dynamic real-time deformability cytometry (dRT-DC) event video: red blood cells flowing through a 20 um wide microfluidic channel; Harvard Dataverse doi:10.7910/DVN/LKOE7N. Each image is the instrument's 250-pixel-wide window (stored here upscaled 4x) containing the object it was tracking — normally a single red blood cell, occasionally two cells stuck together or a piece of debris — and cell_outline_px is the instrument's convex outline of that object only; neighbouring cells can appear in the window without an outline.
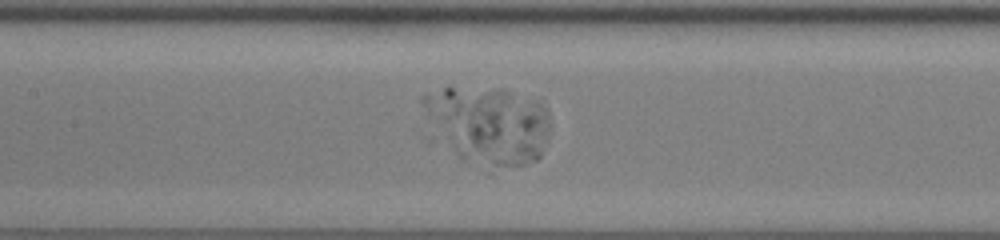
{"species": "human", "species_latin": "Homo sapiens", "temperature_condition": "room temperature", "stored_images_in_passage": 47, "segment_of_instrument_passage": [2, 2], "camera_frame_rate_fps": 3000, "um_per_image_px": 0.085, "donor": {"sex": "female"}, "frame": {"image": 1, "passage_image": 19, "time_ms": 6.0, "image_size_px": [1000, 240], "cell_outline_px": [[548, 132], [540, 156], [536, 160], [528, 164], [488, 176], [460, 156], [456, 152], [428, 116], [420, 100], [424, 92], [444, 88], [504, 88], [536, 100], [548, 112]], "centroid_in_image_um": [41.59, 10.7], "position_along_channel_um": 165.8, "area_um2": 57.92}}
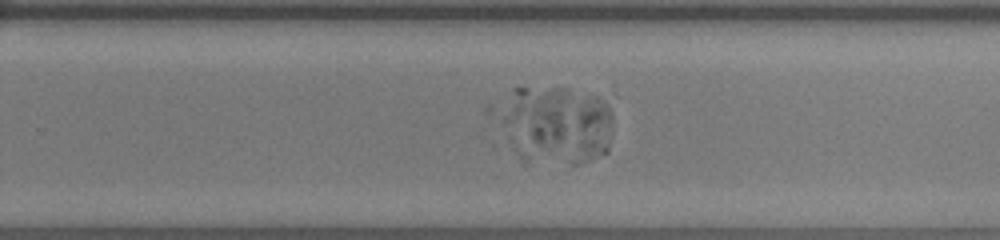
{"frame": {"image": 2, "passage_image": 29, "time_ms": 9.333, "image_size_px": [1000, 240], "cell_outline_px": [[612, 120], [608, 152], [588, 160], [576, 164], [572, 164], [520, 140], [488, 112], [484, 108], [488, 104], [512, 88], [564, 88], [604, 96], [612, 112]], "centroid_in_image_um": [47.32, 10.28], "position_along_channel_um": 282.5, "area_um2": 49.3}}
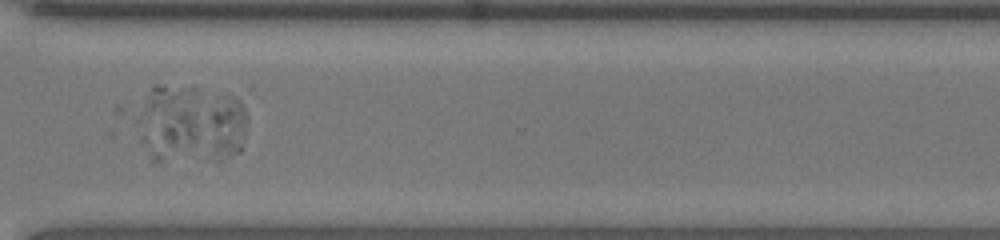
{"frame": {"image": 3, "passage_image": 35, "time_ms": 11.333, "image_size_px": [1000, 240], "cell_outline_px": [[248, 120], [244, 140], [240, 152], [224, 160], [208, 160], [168, 144], [136, 124], [136, 120], [152, 84], [160, 84], [196, 88], [236, 96], [240, 100], [248, 116]], "centroid_in_image_um": [16.6, 10.23], "position_along_channel_um": 354.0, "area_um2": 44.74}}